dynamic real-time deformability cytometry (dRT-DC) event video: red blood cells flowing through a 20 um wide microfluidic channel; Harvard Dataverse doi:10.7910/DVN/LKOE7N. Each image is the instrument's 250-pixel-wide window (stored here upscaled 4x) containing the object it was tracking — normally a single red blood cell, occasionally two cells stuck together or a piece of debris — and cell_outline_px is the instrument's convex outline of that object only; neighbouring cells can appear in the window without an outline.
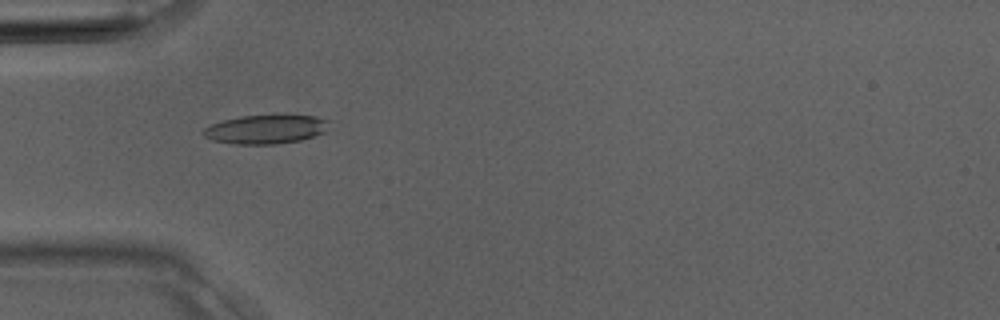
{"species": "Egyptian fruit bat (a non-hibernating species)", "species_latin": "Rousettus aegyptiacus", "temperature_condition": "room temperature", "stored_images_in_passage": 5, "camera_frame_rate_fps": 3000, "um_per_image_px": 0.085, "animal": {"sex": "male"}, "frame": {"image": 1, "passage_image": 4, "time_ms": 1.0, "image_size_px": [1000, 320], "cell_outline_px": [[328, 132], [300, 140], [276, 144], [232, 144], [212, 140], [204, 136], [200, 132], [204, 128], [220, 120], [240, 116], [316, 116], [328, 120]], "centroid_in_image_um": [22.56, 11.0], "position_along_channel_um": 62.4, "area_um2": 21.21}}